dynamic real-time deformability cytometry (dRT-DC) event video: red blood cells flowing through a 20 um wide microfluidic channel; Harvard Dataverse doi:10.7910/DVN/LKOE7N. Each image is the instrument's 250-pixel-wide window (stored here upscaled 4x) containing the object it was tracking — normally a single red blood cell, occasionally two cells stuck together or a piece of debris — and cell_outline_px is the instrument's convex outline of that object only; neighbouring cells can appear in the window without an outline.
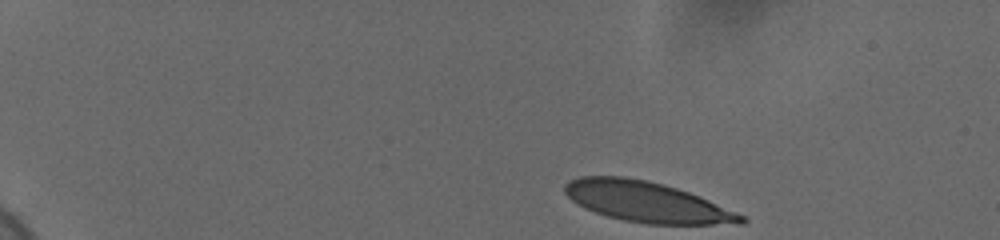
{"species": "human", "species_latin": "Homo sapiens", "temperature_condition": "cold", "stored_images_in_passage": 49, "camera_frame_rate_fps": 3000, "um_per_image_px": 0.085, "donor": {"sex": "female"}, "frame": {"image": 1, "passage_image": 1, "time_ms": 0.0, "image_size_px": [1000, 240], "cell_outline_px": [[748, 220], [744, 224], [648, 224], [624, 220], [608, 216], [584, 208], [572, 200], [564, 192], [564, 184], [568, 180], [580, 176], [624, 176], [648, 180], [664, 184], [688, 192], [708, 200], [736, 212], [744, 216]], "centroid_in_image_um": [54.95, 17.15], "position_along_channel_um": 30.1, "area_um2": 41.44}}
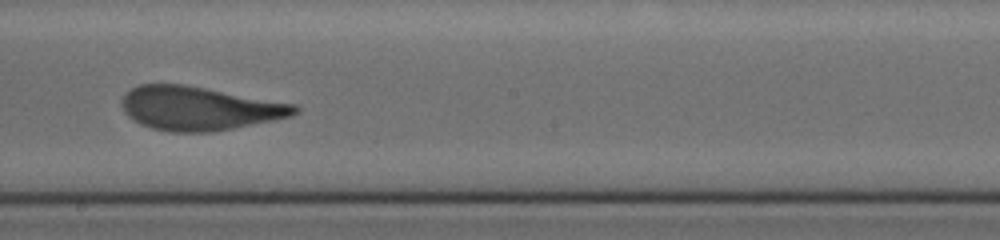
{"frame": {"image": 2, "passage_image": 27, "time_ms": 8.667, "image_size_px": [1000, 240], "cell_outline_px": [[300, 112], [292, 116], [212, 132], [168, 132], [152, 128], [140, 124], [128, 116], [124, 112], [120, 104], [120, 100], [132, 88], [140, 84], [184, 84], [296, 104], [300, 108]], "centroid_in_image_um": [16.92, 9.21], "position_along_channel_um": 231.3, "area_um2": 44.04}}
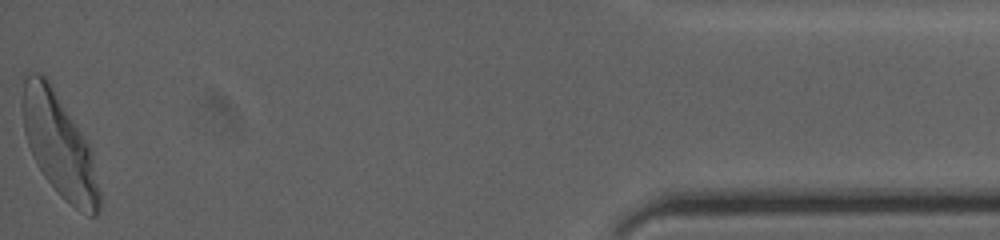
{"frame": {"image": 3, "passage_image": 49, "time_ms": 16.0, "image_size_px": [1000, 240], "cell_outline_px": [[100, 208], [96, 216], [88, 216], [64, 200], [60, 196], [44, 176], [36, 164], [28, 144], [24, 132], [20, 104], [20, 100], [24, 72], [40, 72], [52, 84], [84, 136], [92, 152], [100, 192]], "centroid_in_image_um": [4.99, 12.29], "position_along_channel_um": 430.2, "area_um2": 46.76}, "authors_computed_cell_mechanics": {"area_um2": 43.928, "velocity_mm_per_s": 3.6467, "shape_relaxation_time_tau1_ms": 4.2355, "shape_relaxation_time_tau2_ms": 0.8399, "deformation_change_tau1": 0.1918, "deformation_change_tau2": 0.0747}}